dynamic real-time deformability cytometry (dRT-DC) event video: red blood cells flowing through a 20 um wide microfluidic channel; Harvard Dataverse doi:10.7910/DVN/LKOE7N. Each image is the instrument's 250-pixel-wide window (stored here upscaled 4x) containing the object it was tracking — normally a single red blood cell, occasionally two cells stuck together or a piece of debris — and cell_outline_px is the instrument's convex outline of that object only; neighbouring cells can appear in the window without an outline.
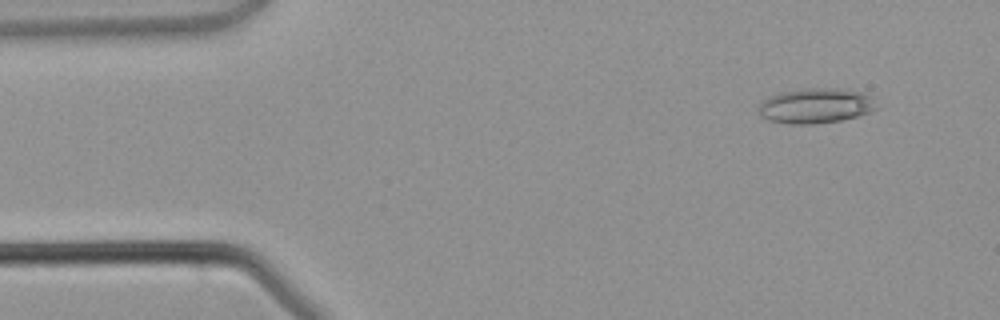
{"species": "common noctule bat (a hibernating species)", "species_latin": "Nyctalus noctula", "temperature_condition": "warm", "stored_images_in_passage": 3, "camera_frame_rate_fps": 3000, "um_per_image_px": 0.085, "animal": {"sex": "male", "body_mass_g": 21.5, "forearm_length_mm": 52.0}, "frame": {"image": 1, "passage_image": 1, "time_ms": 0.0, "image_size_px": [1000, 320], "cell_outline_px": [[880, 108], [856, 116], [840, 120], [812, 124], [792, 124], [768, 120], [760, 116], [760, 104], [764, 100], [772, 96], [784, 92], [808, 88], [836, 88], [860, 92], [868, 96]], "centroid_in_image_um": [69.34, 9.0], "position_along_channel_um": 15.7, "area_um2": 23.58}}